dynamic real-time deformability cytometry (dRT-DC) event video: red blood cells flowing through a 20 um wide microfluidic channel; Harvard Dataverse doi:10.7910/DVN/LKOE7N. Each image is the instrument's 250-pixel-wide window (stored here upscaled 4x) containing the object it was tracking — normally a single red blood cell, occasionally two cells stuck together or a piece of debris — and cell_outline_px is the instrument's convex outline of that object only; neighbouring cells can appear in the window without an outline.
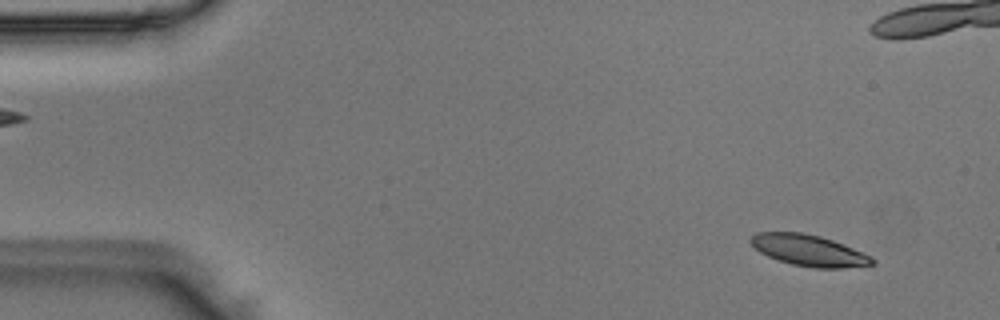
{"species": "Egyptian fruit bat (a non-hibernating species)", "species_latin": "Rousettus aegyptiacus", "temperature_condition": "room temperature", "stored_images_in_passage": 51, "camera_frame_rate_fps": 3000, "um_per_image_px": 0.085, "animal": {"sex": "male"}, "frame": {"image": 1, "passage_image": 4, "time_ms": 1.0, "image_size_px": [1000, 320], "cell_outline_px": [[876, 264], [840, 268], [812, 268], [792, 264], [768, 256], [760, 252], [748, 240], [756, 232], [800, 232], [820, 236], [832, 240], [872, 256], [876, 260]], "centroid_in_image_um": [68.76, 21.28], "position_along_channel_um": 16.2, "area_um2": 21.96}}
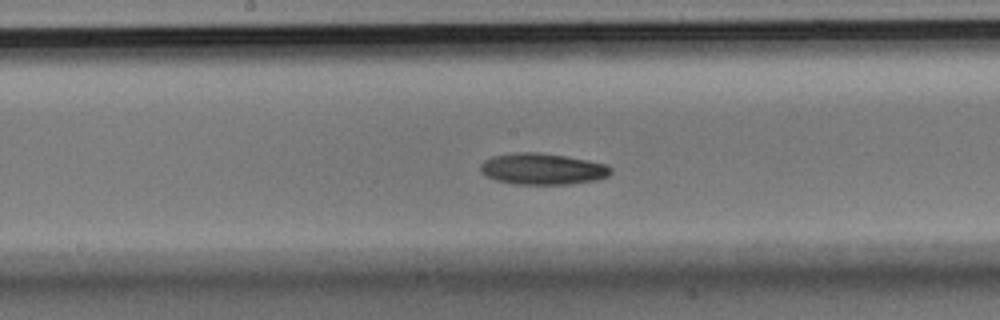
{"frame": {"image": 2, "passage_image": 26, "time_ms": 8.333, "image_size_px": [1000, 320], "cell_outline_px": [[612, 172], [608, 176], [596, 180], [568, 184], [516, 184], [496, 180], [484, 176], [480, 172], [480, 164], [484, 160], [492, 156], [516, 152], [536, 152], [564, 156], [588, 160], [608, 164], [612, 168]], "centroid_in_image_um": [46.1, 14.36], "position_along_channel_um": 202.1, "area_um2": 23.93}}
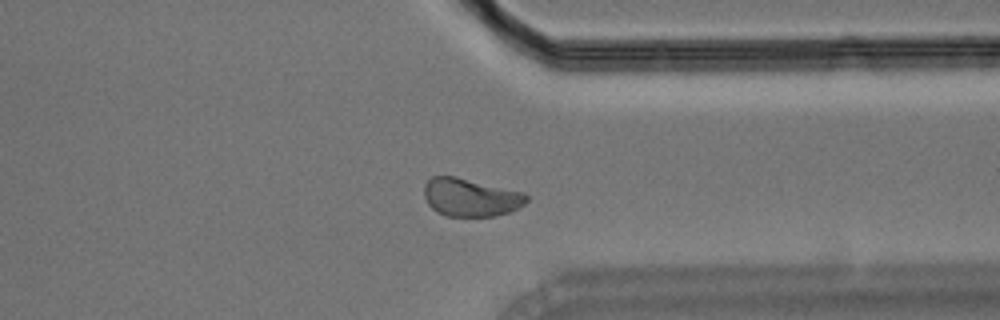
{"frame": {"image": 3, "passage_image": 39, "time_ms": 12.667, "image_size_px": [1000, 320], "cell_outline_px": [[528, 200], [524, 204], [512, 212], [492, 216], [444, 216], [436, 212], [428, 204], [424, 196], [424, 184], [432, 176], [456, 176], [524, 192], [528, 196]], "centroid_in_image_um": [40.0, 16.77], "position_along_channel_um": 371.4, "area_um2": 22.95}}